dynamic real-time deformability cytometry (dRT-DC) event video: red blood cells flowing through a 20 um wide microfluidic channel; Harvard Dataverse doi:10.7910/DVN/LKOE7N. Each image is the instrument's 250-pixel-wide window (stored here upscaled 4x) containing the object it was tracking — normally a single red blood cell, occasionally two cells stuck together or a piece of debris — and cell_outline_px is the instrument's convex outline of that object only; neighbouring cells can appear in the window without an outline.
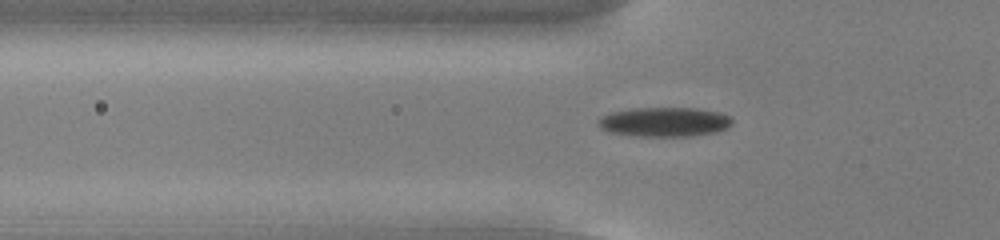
{"species": "common noctule bat (a hibernating species)", "species_latin": "Nyctalus noctula", "temperature_condition": "cold", "stored_images_in_passage": 55, "camera_frame_rate_fps": 3000, "um_per_image_px": 0.085, "animal": {"sex": "male", "body_mass_g": 13.0, "forearm_length_mm": 53.1}, "frame": {"image": 1, "passage_image": 19, "time_ms": 6.0, "image_size_px": [1000, 240], "cell_outline_px": [[732, 124], [728, 128], [716, 132], [692, 136], [636, 136], [612, 132], [600, 128], [600, 120], [604, 116], [612, 112], [636, 108], [696, 108], [720, 112], [732, 116]], "centroid_in_image_um": [56.58, 10.36], "position_along_channel_um": 69.2, "area_um2": 22.83}}
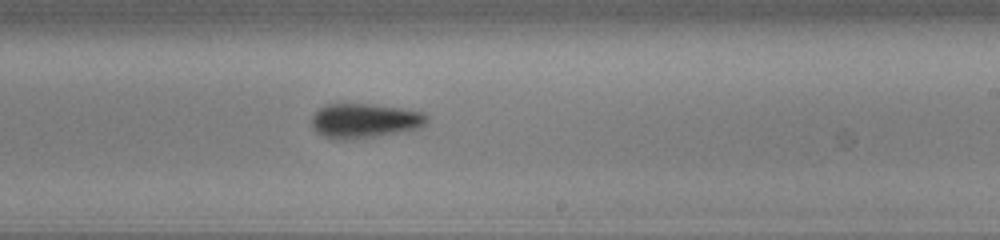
{"frame": {"image": 2, "passage_image": 34, "time_ms": 11.0, "image_size_px": [1000, 240], "cell_outline_px": [[428, 120], [420, 128], [376, 136], [344, 140], [336, 140], [324, 136], [316, 132], [312, 124], [312, 116], [320, 108], [328, 104], [372, 104], [400, 108], [424, 112], [428, 116]], "centroid_in_image_um": [31.0, 10.26], "position_along_channel_um": 258.0, "area_um2": 23.06}}
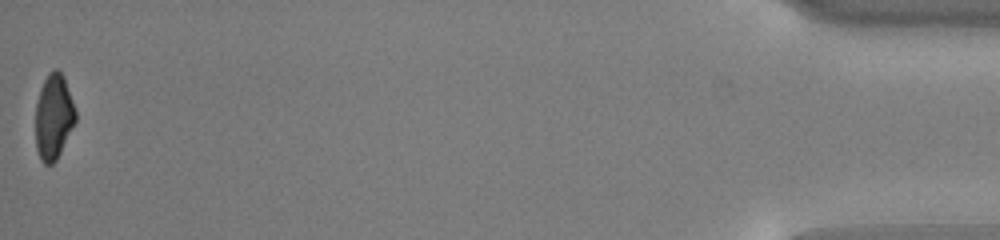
{"frame": {"image": 3, "passage_image": 55, "time_ms": 18.0, "image_size_px": [1000, 240], "cell_outline_px": [[76, 120], [56, 160], [52, 164], [44, 164], [40, 160], [36, 148], [36, 104], [40, 88], [48, 72], [56, 68], [64, 76], [76, 108]], "centroid_in_image_um": [4.56, 9.9], "position_along_channel_um": 430.6, "area_um2": 19.94}, "authors_computed_cell_mechanics": {"area_um2": 21.964, "velocity_mm_per_s": 3.7935, "shape_relaxation_time_tau1_ms": 3.22, "shape_relaxation_time_tau2_ms": null, "deformation_change_tau1": 0.1114, "deformation_change_tau2": null}}